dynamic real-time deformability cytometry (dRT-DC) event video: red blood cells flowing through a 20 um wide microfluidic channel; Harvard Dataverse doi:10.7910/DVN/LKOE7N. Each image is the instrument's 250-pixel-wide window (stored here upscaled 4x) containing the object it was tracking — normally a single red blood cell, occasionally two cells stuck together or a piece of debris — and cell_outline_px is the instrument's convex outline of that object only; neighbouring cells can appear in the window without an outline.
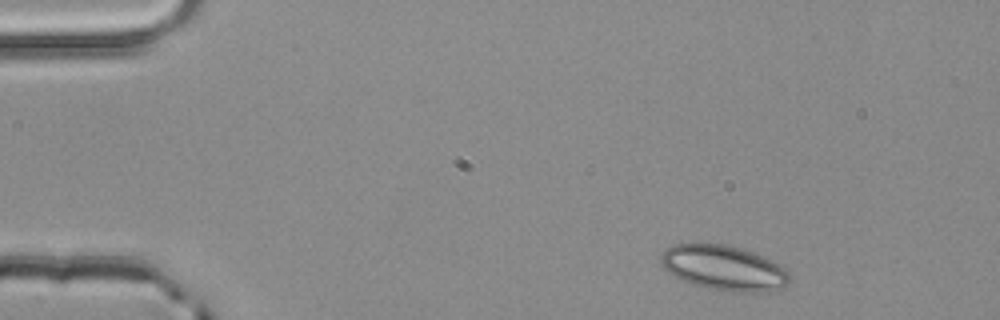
{"species": "common noctule bat (a hibernating species)", "species_latin": "Nyctalus noctula", "temperature_condition": "room temperature", "stored_images_in_passage": 2, "camera_frame_rate_fps": 3000, "um_per_image_px": 0.085, "animal": {"sex": "male", "body_mass_g": 20.4}, "frame": {"image": 1, "passage_image": 1, "time_ms": 0.0, "image_size_px": [1000, 320], "cell_outline_px": [[788, 284], [784, 288], [768, 292], [732, 292], [704, 288], [692, 284], [676, 276], [664, 268], [660, 260], [660, 256], [672, 244], [724, 244], [744, 248], [764, 256], [780, 264], [788, 272]], "centroid_in_image_um": [61.57, 22.78], "position_along_channel_um": 23.4, "area_um2": 33.93}}